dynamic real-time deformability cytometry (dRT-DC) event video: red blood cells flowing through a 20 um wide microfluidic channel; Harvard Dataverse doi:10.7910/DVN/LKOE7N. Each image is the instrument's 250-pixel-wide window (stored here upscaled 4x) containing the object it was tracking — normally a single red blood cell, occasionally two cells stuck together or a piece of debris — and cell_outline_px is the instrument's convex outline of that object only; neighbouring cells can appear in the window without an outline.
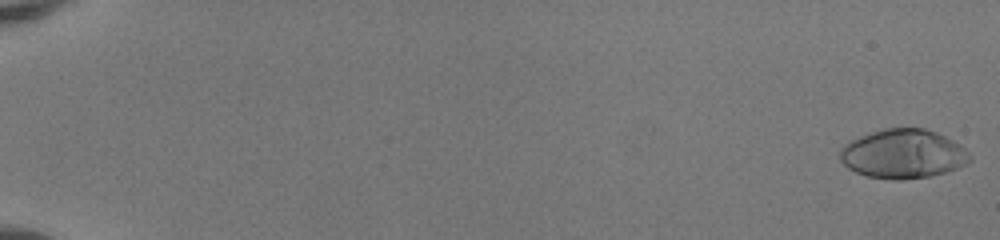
{"species": "human", "species_latin": "Homo sapiens", "temperature_condition": "room temperature", "stored_images_in_passage": 52, "camera_frame_rate_fps": 3000, "um_per_image_px": 0.085, "donor": {"sex": "female"}, "frame": {"image": 1, "passage_image": 1, "time_ms": 0.0, "image_size_px": [1000, 240], "cell_outline_px": [[972, 160], [968, 164], [944, 172], [928, 176], [900, 180], [892, 180], [868, 176], [856, 172], [848, 168], [840, 160], [840, 148], [848, 140], [884, 128], [924, 128], [936, 132], [960, 144], [972, 156]], "centroid_in_image_um": [76.76, 13.08], "position_along_channel_um": 8.2, "area_um2": 37.22}}
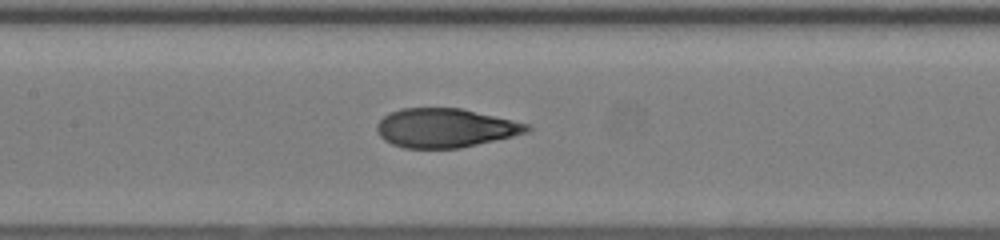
{"frame": {"image": 2, "passage_image": 28, "time_ms": 9.0, "image_size_px": [1000, 240], "cell_outline_px": [[532, 128], [528, 132], [512, 136], [460, 148], [404, 148], [392, 144], [384, 140], [380, 136], [376, 128], [376, 124], [384, 116], [400, 108], [460, 108], [528, 124]], "centroid_in_image_um": [37.81, 10.88], "position_along_channel_um": 169.6, "area_um2": 33.81}}
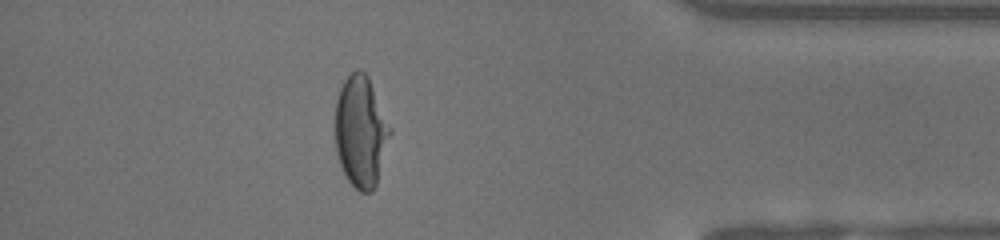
{"frame": {"image": 3, "passage_image": 47, "time_ms": 15.333, "image_size_px": [1000, 240], "cell_outline_px": [[392, 132], [376, 184], [372, 192], [360, 192], [344, 176], [336, 152], [336, 100], [340, 88], [344, 80], [356, 68], [360, 68], [368, 76], [392, 128]], "centroid_in_image_um": [30.68, 11.17], "position_along_channel_um": 404.5, "area_um2": 35.72}, "authors_computed_cell_mechanics": {"area_um2": 35.0846, "velocity_mm_per_s": 4.124, "shape_relaxation_time_tau1_ms": 7.1553, "shape_relaxation_time_tau2_ms": null, "deformation_change_tau1": 0.3179, "deformation_change_tau2": null}}